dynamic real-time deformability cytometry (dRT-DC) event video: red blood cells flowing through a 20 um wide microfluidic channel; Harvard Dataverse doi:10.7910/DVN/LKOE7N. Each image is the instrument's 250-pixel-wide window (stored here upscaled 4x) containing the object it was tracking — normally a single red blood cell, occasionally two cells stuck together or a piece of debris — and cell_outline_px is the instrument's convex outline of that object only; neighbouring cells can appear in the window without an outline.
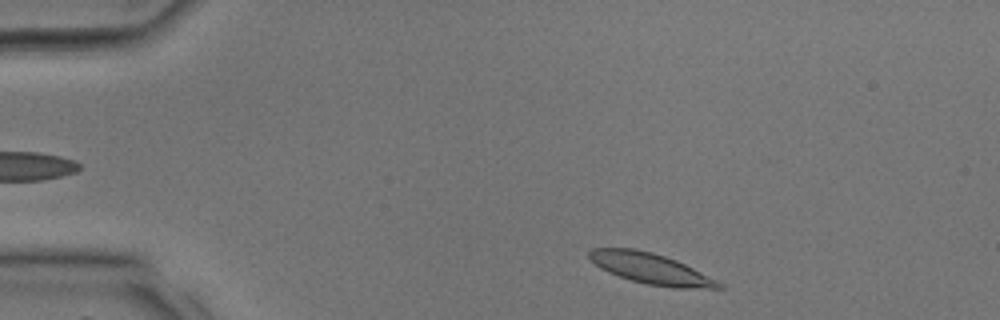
{"species": "common noctule bat (a hibernating species)", "species_latin": "Nyctalus noctula", "temperature_condition": "room temperature", "stored_images_in_passage": 30, "camera_frame_rate_fps": 3000, "um_per_image_px": 0.085, "animal": {"sex": "male", "body_mass_g": 17.9, "forearm_length_mm": 54.2}, "frame": {"image": 1, "passage_image": 1, "time_ms": 0.0, "image_size_px": [1000, 320], "cell_outline_px": [[724, 288], [672, 288], [648, 284], [632, 280], [608, 272], [600, 268], [588, 256], [588, 252], [592, 248], [636, 248], [652, 252], [676, 260], [724, 284]], "centroid_in_image_um": [55.3, 22.82], "position_along_channel_um": 29.7, "area_um2": 22.89}}
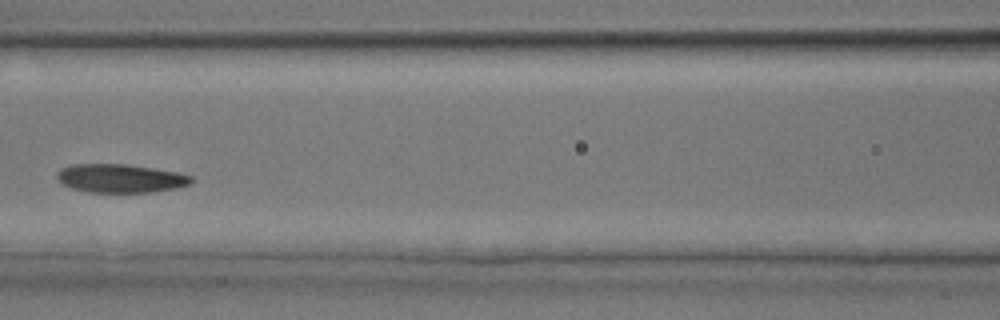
{"frame": {"image": 2, "passage_image": 11, "time_ms": 3.333, "image_size_px": [1000, 320], "cell_outline_px": [[192, 180], [188, 184], [176, 188], [152, 192], [88, 192], [72, 188], [60, 184], [56, 180], [56, 172], [60, 168], [72, 164], [128, 164], [176, 172], [192, 176]], "centroid_in_image_um": [10.15, 15.15], "position_along_channel_um": 156.4, "area_um2": 22.43}}
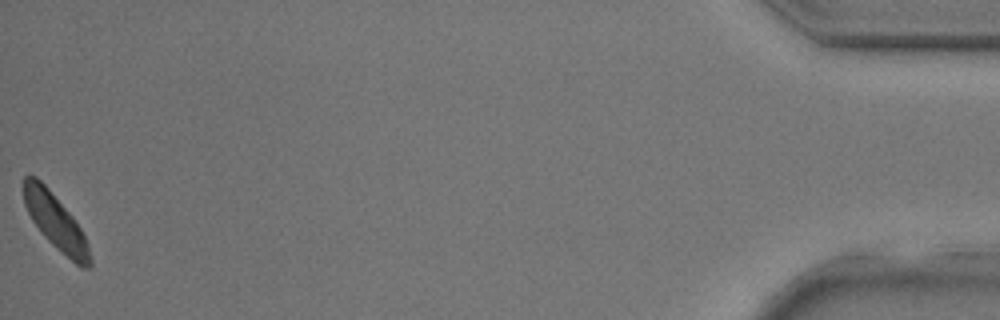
{"frame": {"image": 3, "passage_image": 30, "time_ms": 9.667, "image_size_px": [1000, 320], "cell_outline_px": [[92, 264], [88, 268], [80, 268], [56, 248], [44, 236], [32, 220], [24, 204], [24, 176], [36, 176], [48, 188], [72, 216], [80, 228], [84, 236], [92, 260]], "centroid_in_image_um": [4.73, 18.88], "position_along_channel_um": 430.5, "area_um2": 20.98}}